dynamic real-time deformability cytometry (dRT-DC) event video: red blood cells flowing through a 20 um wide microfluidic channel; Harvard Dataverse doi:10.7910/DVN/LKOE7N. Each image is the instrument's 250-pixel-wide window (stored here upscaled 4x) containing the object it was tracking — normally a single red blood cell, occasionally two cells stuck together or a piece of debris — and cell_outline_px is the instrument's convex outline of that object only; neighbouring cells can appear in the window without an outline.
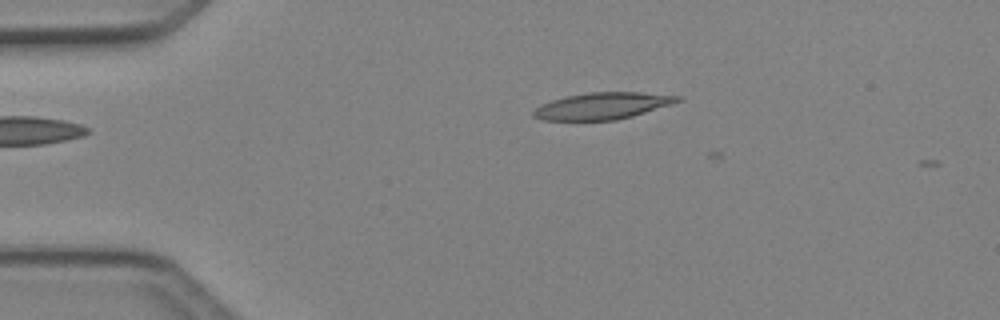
{"species": "Egyptian fruit bat (a non-hibernating species)", "species_latin": "Rousettus aegyptiacus", "temperature_condition": "cold", "stored_images_in_passage": 12, "camera_frame_rate_fps": 3000, "um_per_image_px": 0.085, "animal": {"sex": "female"}, "frame": {"image": 1, "passage_image": 8, "time_ms": 2.333, "image_size_px": [1000, 320], "cell_outline_px": [[684, 100], [672, 104], [632, 116], [616, 120], [540, 120], [532, 116], [532, 112], [540, 104], [564, 96], [588, 92], [640, 92], [684, 96]], "centroid_in_image_um": [51.22, 8.99], "position_along_channel_um": 33.8, "area_um2": 22.66}}